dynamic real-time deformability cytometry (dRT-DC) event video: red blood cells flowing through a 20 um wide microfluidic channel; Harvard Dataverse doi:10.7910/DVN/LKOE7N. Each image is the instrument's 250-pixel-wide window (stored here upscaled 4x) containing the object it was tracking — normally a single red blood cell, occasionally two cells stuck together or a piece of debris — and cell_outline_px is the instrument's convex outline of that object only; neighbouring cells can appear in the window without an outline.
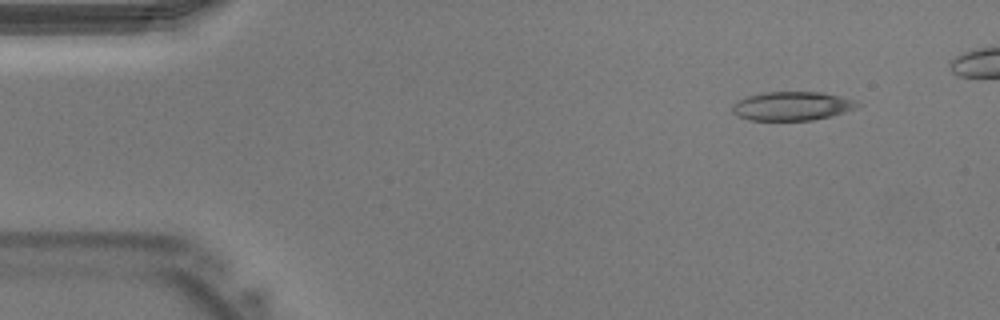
{"species": "Egyptian fruit bat (a non-hibernating species)", "species_latin": "Rousettus aegyptiacus", "temperature_condition": "warm", "stored_images_in_passage": 34, "camera_frame_rate_fps": 3000, "um_per_image_px": 0.085, "animal": {"sex": "male"}, "frame": {"image": 1, "passage_image": 1, "time_ms": 0.0, "image_size_px": [1000, 320], "cell_outline_px": [[860, 104], [856, 108], [832, 116], [812, 120], [748, 120], [736, 116], [732, 112], [732, 104], [736, 100], [748, 96], [764, 92], [820, 92], [840, 96], [852, 100]], "centroid_in_image_um": [67.26, 9.02], "position_along_channel_um": 17.7, "area_um2": 21.04}}